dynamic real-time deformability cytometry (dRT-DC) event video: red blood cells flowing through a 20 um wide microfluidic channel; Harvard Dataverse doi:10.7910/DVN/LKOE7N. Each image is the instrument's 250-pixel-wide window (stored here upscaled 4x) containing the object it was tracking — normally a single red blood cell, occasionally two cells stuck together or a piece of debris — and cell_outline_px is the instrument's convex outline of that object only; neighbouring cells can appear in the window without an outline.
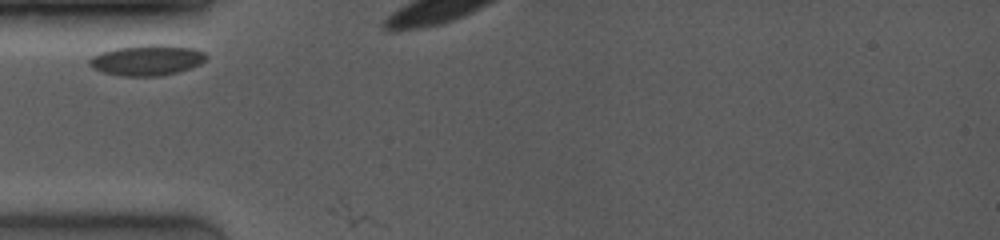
{"species": "common noctule bat (a hibernating species)", "species_latin": "Nyctalus noctula", "temperature_condition": "room temperature", "stored_images_in_passage": 2, "camera_frame_rate_fps": 4000, "um_per_image_px": 0.085, "animal": {"sex": "female", "body_mass_g": 19.0, "forearm_length_mm": 53.3}, "frame": {"image": 1, "passage_image": 1, "time_ms": 0.0, "image_size_px": [1000, 240], "cell_outline_px": [[208, 56], [200, 64], [176, 72], [160, 76], [120, 76], [104, 72], [92, 68], [88, 64], [88, 60], [92, 56], [116, 48], [144, 44], [168, 44], [192, 48], [204, 52]], "centroid_in_image_um": [12.49, 5.1], "position_along_channel_um": 72.5, "area_um2": 20.81}}